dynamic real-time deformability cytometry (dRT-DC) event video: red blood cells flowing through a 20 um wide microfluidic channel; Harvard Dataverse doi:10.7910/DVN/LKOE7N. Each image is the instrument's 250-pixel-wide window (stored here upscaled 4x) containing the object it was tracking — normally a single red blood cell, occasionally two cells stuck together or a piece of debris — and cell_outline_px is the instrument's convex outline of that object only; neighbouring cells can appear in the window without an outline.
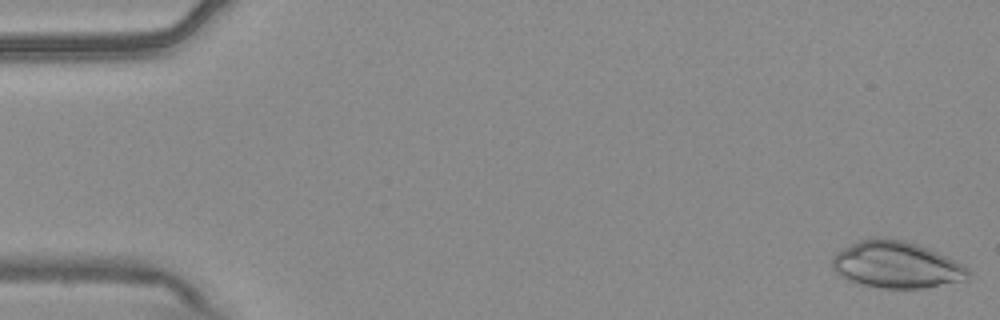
{"species": "common noctule bat (a hibernating species)", "species_latin": "Nyctalus noctula", "temperature_condition": "warm", "stored_images_in_passage": 55, "segment_of_instrument_passage": [1, 2], "camera_frame_rate_fps": 3000, "um_per_image_px": 0.085, "animal": {"sex": "male", "body_mass_g": 20.4}, "frame": {"image": 1, "passage_image": 1, "time_ms": 0.0, "image_size_px": [1000, 320], "cell_outline_px": [[972, 276], [968, 280], [924, 288], [880, 288], [848, 280], [840, 276], [832, 268], [832, 256], [836, 252], [860, 240], [876, 236], [880, 236], [904, 240], [928, 248], [956, 260], [964, 264], [972, 272]], "centroid_in_image_um": [76.24, 22.5], "position_along_channel_um": 8.8, "area_um2": 37.4}}
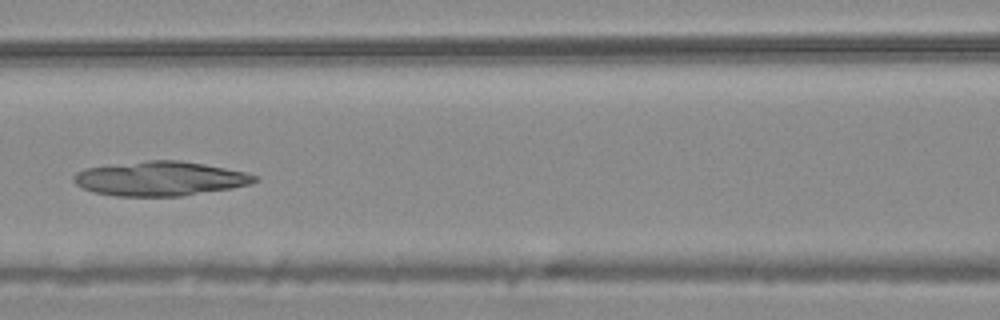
{"frame": {"image": 2, "passage_image": 24, "time_ms": 7.667, "image_size_px": [1000, 320], "cell_outline_px": [[260, 180], [252, 184], [232, 188], [180, 196], [116, 196], [96, 192], [84, 188], [76, 184], [72, 180], [72, 176], [76, 172], [84, 168], [148, 160], [180, 160], [204, 164], [248, 172], [256, 176]], "centroid_in_image_um": [13.64, 15.18], "position_along_channel_um": 153.0, "area_um2": 36.3}}
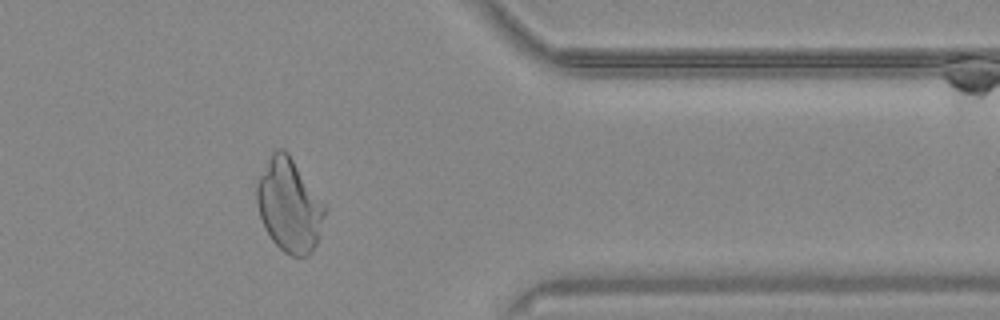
{"frame": {"image": 3, "passage_image": 44, "time_ms": 14.333, "image_size_px": [1000, 320], "cell_outline_px": [[328, 208], [316, 244], [312, 252], [308, 256], [292, 256], [284, 252], [272, 240], [264, 228], [256, 204], [256, 180], [272, 152], [276, 148], [284, 148], [288, 152]], "centroid_in_image_um": [24.58, 17.44], "position_along_channel_um": 386.8, "area_um2": 37.28}}